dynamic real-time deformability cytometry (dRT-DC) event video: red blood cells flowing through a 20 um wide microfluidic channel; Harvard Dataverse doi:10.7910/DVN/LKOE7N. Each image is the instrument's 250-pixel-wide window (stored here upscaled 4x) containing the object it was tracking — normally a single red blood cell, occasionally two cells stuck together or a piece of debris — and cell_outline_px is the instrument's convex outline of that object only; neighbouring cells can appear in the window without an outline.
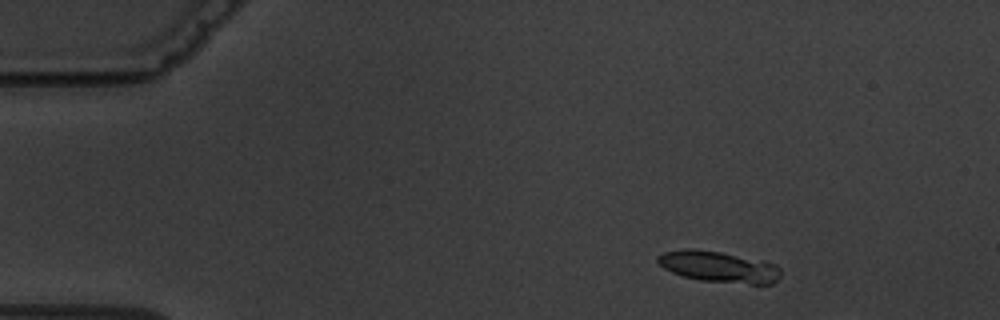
{"species": "common noctule bat (a hibernating species)", "species_latin": "Nyctalus noctula", "temperature_condition": "warm", "stored_images_in_passage": 5, "segment_of_instrument_passage": [1, 2], "camera_frame_rate_fps": 3000, "um_per_image_px": 0.085, "animal": {"sex": "male", "body_mass_g": 19.5, "forearm_length_mm": 54.6}, "frame": {"image": 1, "passage_image": 2, "time_ms": 1.0, "image_size_px": [1000, 320], "cell_outline_px": [[780, 276], [772, 284], [748, 284], [700, 280], [684, 276], [672, 272], [664, 268], [656, 260], [656, 256], [664, 252], [688, 248], [692, 248], [720, 252], [764, 260], [776, 264], [780, 268]], "centroid_in_image_um": [61.12, 22.67], "position_along_channel_um": 23.9, "area_um2": 22.43}}